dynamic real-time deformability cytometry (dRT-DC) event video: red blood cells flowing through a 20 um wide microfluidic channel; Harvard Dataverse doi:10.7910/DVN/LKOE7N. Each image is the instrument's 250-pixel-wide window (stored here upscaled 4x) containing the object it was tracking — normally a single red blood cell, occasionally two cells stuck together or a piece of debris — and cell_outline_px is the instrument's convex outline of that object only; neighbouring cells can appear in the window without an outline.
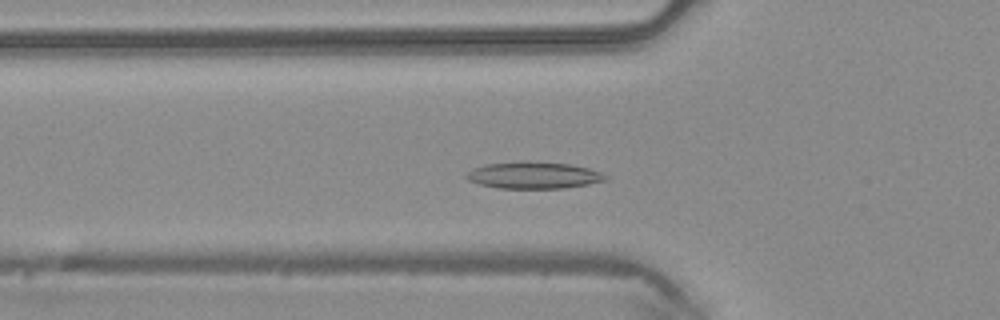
{"species": "common noctule bat (a hibernating species)", "species_latin": "Nyctalus noctula", "temperature_condition": "warm", "stored_images_in_passage": 36, "camera_frame_rate_fps": 3000, "um_per_image_px": 0.085, "animal": {"sex": "male", "body_mass_g": 20.4}, "frame": {"image": 1, "passage_image": 5, "time_ms": 1.333, "image_size_px": [1000, 320], "cell_outline_px": [[608, 180], [588, 184], [564, 188], [500, 188], [480, 184], [468, 180], [464, 176], [472, 168], [484, 164], [524, 160], [572, 164], [588, 168], [600, 172], [608, 176]], "centroid_in_image_um": [45.35, 14.88], "position_along_channel_um": 80.4, "area_um2": 21.96}}
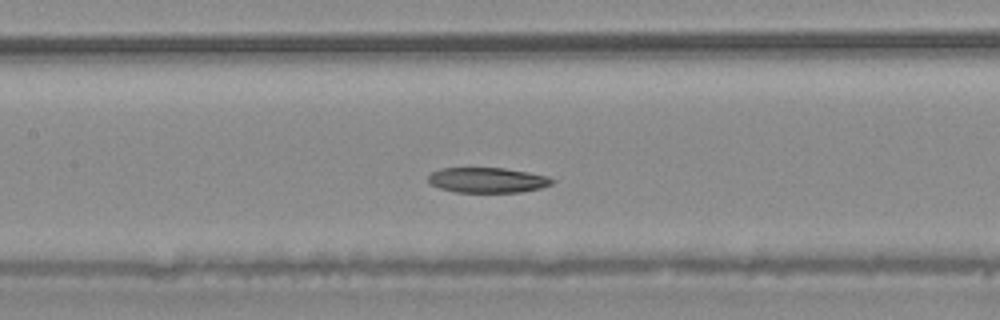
{"frame": {"image": 2, "passage_image": 11, "time_ms": 3.333, "image_size_px": [1000, 320], "cell_outline_px": [[556, 180], [552, 184], [540, 188], [520, 192], [456, 192], [440, 188], [432, 184], [428, 180], [428, 176], [432, 172], [440, 168], [504, 168], [528, 172], [548, 176]], "centroid_in_image_um": [41.45, 15.3], "position_along_channel_um": 165.9, "area_um2": 18.15}}
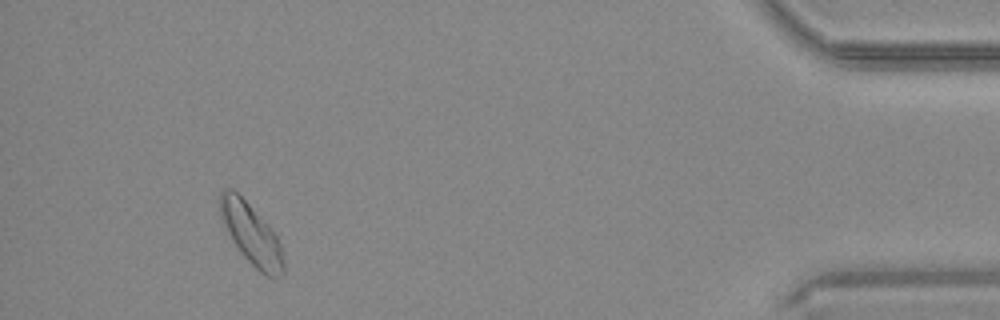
{"frame": {"image": 3, "passage_image": 33, "time_ms": 10.667, "image_size_px": [1000, 320], "cell_outline_px": [[284, 272], [276, 280], [264, 276], [244, 256], [232, 240], [220, 220], [220, 192], [224, 188], [232, 188], [268, 224], [276, 236], [280, 244], [284, 264]], "centroid_in_image_um": [21.36, 19.93], "position_along_channel_um": 413.8, "area_um2": 22.43}}